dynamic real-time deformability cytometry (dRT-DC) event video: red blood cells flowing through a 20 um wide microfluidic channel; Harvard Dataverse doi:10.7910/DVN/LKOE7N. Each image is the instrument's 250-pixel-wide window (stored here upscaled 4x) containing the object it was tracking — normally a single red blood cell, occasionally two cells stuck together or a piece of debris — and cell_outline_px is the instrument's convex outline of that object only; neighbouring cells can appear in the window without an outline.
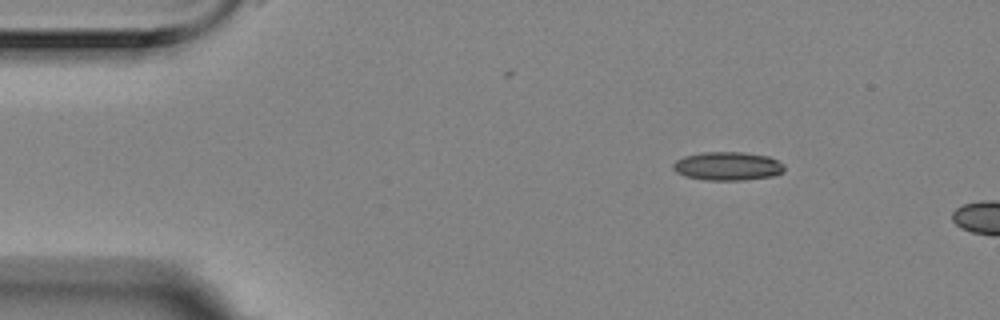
{"species": "Egyptian fruit bat (a non-hibernating species)", "species_latin": "Rousettus aegyptiacus", "temperature_condition": "room temperature", "stored_images_in_passage": 3, "camera_frame_rate_fps": 3000, "um_per_image_px": 0.085, "animal": {"sex": "female"}, "frame": {"image": 1, "passage_image": 1, "time_ms": 0.0, "image_size_px": [1000, 320], "cell_outline_px": [[784, 172], [776, 176], [744, 180], [704, 180], [684, 176], [676, 172], [672, 168], [672, 164], [676, 160], [684, 156], [704, 152], [740, 152], [768, 156], [784, 164]], "centroid_in_image_um": [61.85, 14.13], "position_along_channel_um": 23.2, "area_um2": 18.67}}